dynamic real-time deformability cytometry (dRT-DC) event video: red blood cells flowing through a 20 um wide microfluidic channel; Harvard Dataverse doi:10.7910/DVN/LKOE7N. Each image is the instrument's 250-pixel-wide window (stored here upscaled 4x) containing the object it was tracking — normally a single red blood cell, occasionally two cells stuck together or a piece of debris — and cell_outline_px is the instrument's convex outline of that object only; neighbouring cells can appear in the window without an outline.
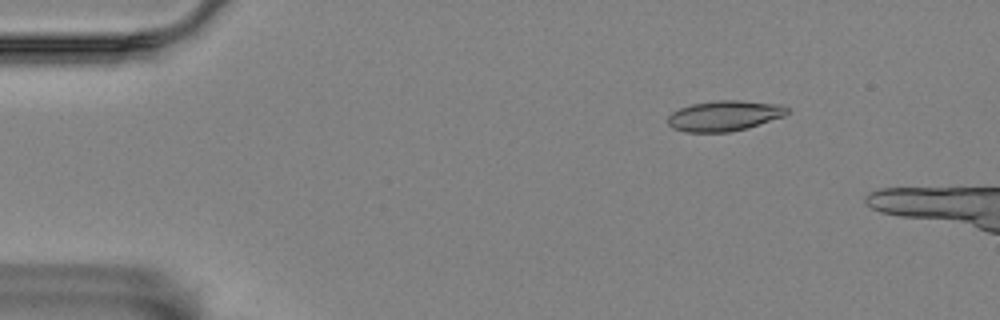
{"species": "Egyptian fruit bat (a non-hibernating species)", "species_latin": "Rousettus aegyptiacus", "temperature_condition": "room temperature", "stored_images_in_passage": 5, "camera_frame_rate_fps": 3000, "um_per_image_px": 0.085, "animal": {"sex": "female"}, "frame": {"image": 1, "passage_image": 3, "time_ms": 0.667, "image_size_px": [1000, 320], "cell_outline_px": [[792, 112], [784, 116], [748, 128], [728, 132], [684, 132], [672, 128], [668, 124], [668, 116], [672, 112], [680, 108], [692, 104], [716, 100], [736, 100], [780, 104], [788, 108]], "centroid_in_image_um": [61.58, 9.84], "position_along_channel_um": 23.4, "area_um2": 21.27}}